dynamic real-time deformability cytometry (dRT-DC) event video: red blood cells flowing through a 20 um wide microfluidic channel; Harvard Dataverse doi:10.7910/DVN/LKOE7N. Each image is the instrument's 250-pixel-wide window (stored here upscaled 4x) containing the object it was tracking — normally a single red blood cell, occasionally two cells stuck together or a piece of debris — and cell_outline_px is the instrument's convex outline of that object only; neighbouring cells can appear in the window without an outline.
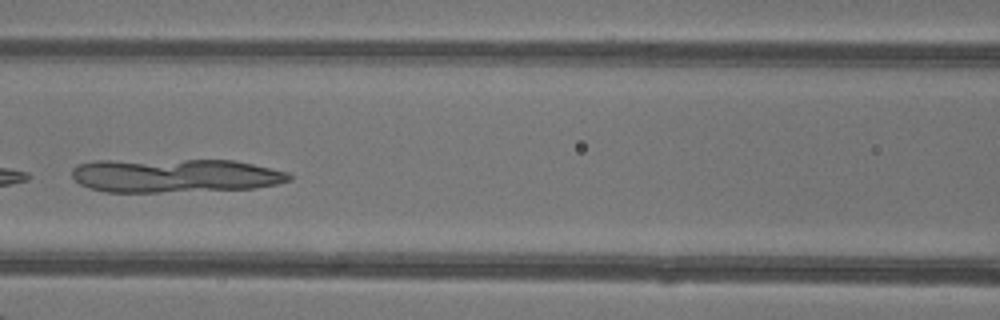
{"species": "common noctule bat (a hibernating species)", "species_latin": "Nyctalus noctula", "temperature_condition": "warm", "stored_images_in_passage": 17, "camera_frame_rate_fps": 3000, "um_per_image_px": 0.085, "animal": {"sex": "female"}, "frame": {"image": 1, "passage_image": 12, "time_ms": 3.667, "image_size_px": [1000, 320], "cell_outline_px": [[292, 180], [276, 184], [252, 188], [160, 192], [104, 192], [80, 184], [72, 180], [72, 168], [80, 164], [96, 160], [232, 160], [252, 164], [288, 172], [292, 176]], "centroid_in_image_um": [14.83, 14.92], "position_along_channel_um": 151.8, "area_um2": 42.71}}
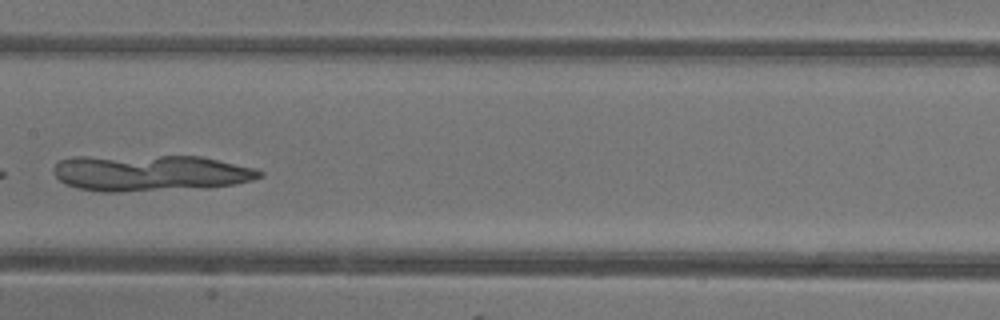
{"frame": {"image": 2, "passage_image": 15, "time_ms": 4.667, "image_size_px": [1000, 320], "cell_outline_px": [[264, 176], [252, 180], [236, 184], [208, 188], [120, 192], [100, 192], [76, 188], [64, 184], [52, 172], [52, 168], [60, 160], [76, 156], [200, 156], [256, 168], [264, 172]], "centroid_in_image_um": [12.78, 14.71], "position_along_channel_um": 194.6, "area_um2": 44.27}}